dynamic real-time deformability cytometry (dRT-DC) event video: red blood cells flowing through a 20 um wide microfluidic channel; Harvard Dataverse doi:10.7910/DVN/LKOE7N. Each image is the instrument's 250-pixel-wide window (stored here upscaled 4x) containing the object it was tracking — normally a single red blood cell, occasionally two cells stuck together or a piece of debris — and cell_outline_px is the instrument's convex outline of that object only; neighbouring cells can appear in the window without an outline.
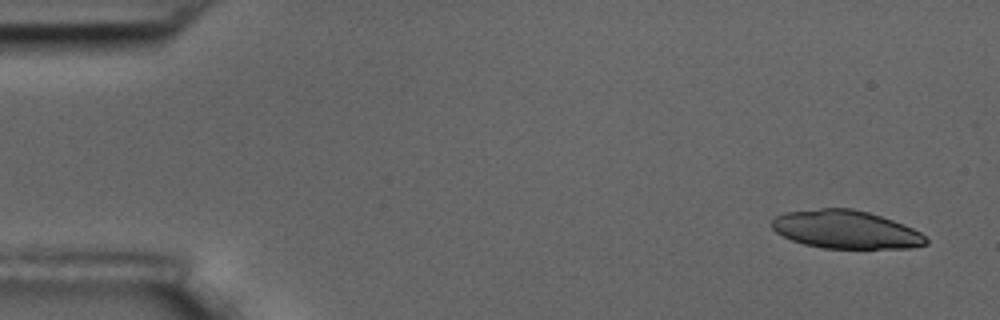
{"species": "common noctule bat (a hibernating species)", "species_latin": "Nyctalus noctula", "temperature_condition": "room temperature", "stored_images_in_passage": 6, "camera_frame_rate_fps": 3000, "um_per_image_px": 0.085, "animal": {"sex": "male", "body_mass_g": 17.5, "forearm_length_mm": 52.3}, "frame": {"image": 1, "passage_image": 1, "time_ms": 0.0, "image_size_px": [1000, 320], "cell_outline_px": [[928, 244], [912, 248], [824, 248], [804, 244], [792, 240], [776, 232], [772, 228], [772, 220], [776, 216], [784, 212], [820, 208], [852, 208], [868, 212], [904, 224], [920, 232], [928, 240]], "centroid_in_image_um": [71.9, 19.51], "position_along_channel_um": 13.1, "area_um2": 34.22}}